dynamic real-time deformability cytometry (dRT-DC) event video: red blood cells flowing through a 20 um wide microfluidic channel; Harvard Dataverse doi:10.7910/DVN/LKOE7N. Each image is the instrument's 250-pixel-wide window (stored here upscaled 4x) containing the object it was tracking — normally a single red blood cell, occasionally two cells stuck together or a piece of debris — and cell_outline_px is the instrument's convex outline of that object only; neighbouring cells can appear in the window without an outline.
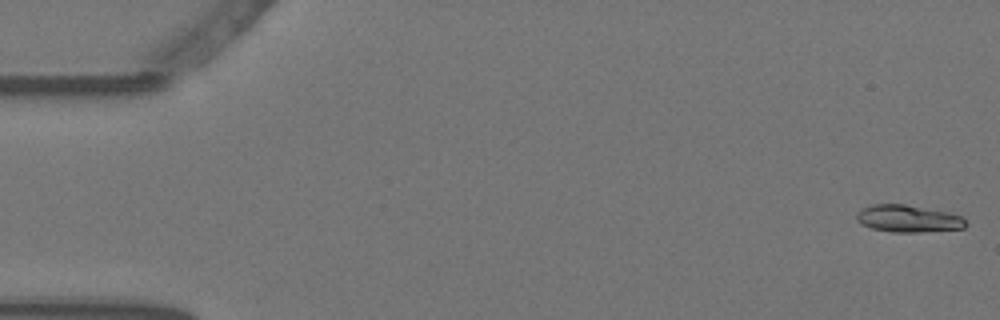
{"species": "Egyptian fruit bat (a non-hibernating species)", "species_latin": "Rousettus aegyptiacus", "temperature_condition": "warm", "stored_images_in_passage": 57, "camera_frame_rate_fps": 3000, "um_per_image_px": 0.085, "animal": {"sex": "female"}, "frame": {"image": 1, "passage_image": 1, "time_ms": 0.0, "image_size_px": [1000, 320], "cell_outline_px": [[968, 224], [964, 228], [920, 232], [892, 232], [872, 228], [864, 224], [856, 216], [856, 212], [860, 208], [872, 204], [904, 204], [952, 212], [960, 216]], "centroid_in_image_um": [77.22, 18.57], "position_along_channel_um": 7.8, "area_um2": 17.28}}
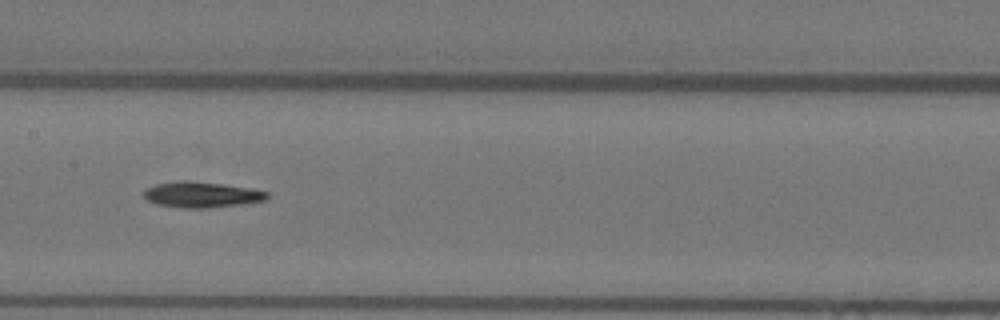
{"frame": {"image": 2, "passage_image": 28, "time_ms": 9.0, "image_size_px": [1000, 320], "cell_outline_px": [[268, 196], [264, 200], [244, 204], [208, 208], [180, 208], [156, 204], [148, 200], [144, 196], [144, 192], [148, 188], [156, 184], [176, 180], [188, 180], [252, 188], [268, 192]], "centroid_in_image_um": [17.13, 16.54], "position_along_channel_um": 190.3, "area_um2": 18.5}}
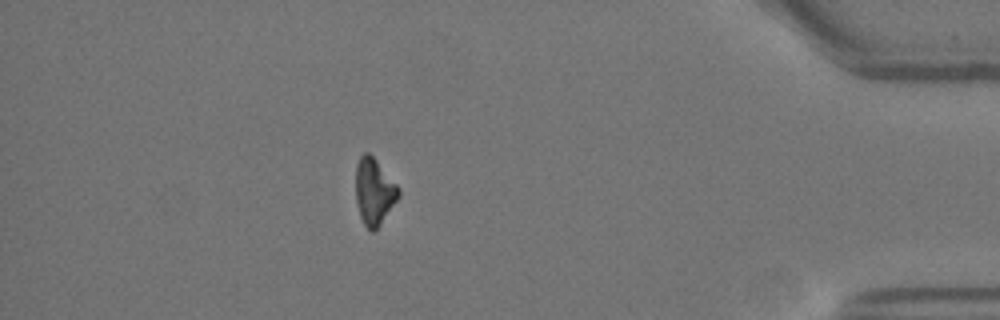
{"frame": {"image": 3, "passage_image": 50, "time_ms": 16.333, "image_size_px": [1000, 320], "cell_outline_px": [[400, 196], [380, 224], [372, 232], [364, 224], [360, 216], [356, 204], [356, 164], [360, 156], [364, 152], [368, 152], [376, 160], [400, 188]], "centroid_in_image_um": [31.8, 16.27], "position_along_channel_um": 403.4, "area_um2": 16.47}}